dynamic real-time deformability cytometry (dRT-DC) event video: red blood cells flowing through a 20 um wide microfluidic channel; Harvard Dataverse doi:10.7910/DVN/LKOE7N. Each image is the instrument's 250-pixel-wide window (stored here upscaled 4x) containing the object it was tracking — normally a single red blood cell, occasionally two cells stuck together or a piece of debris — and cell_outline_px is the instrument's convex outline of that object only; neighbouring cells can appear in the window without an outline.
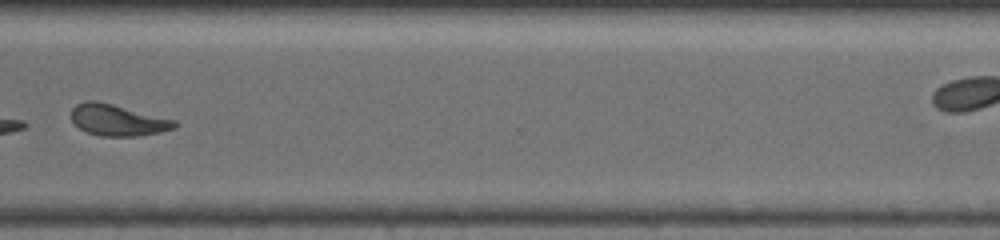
{"species": "common noctule bat (a hibernating species)", "species_latin": "Nyctalus noctula", "temperature_condition": "warm", "stored_images_in_passage": 28, "camera_frame_rate_fps": 3000, "um_per_image_px": 0.085, "animal": {"sex": "female", "body_mass_g": 19.5, "forearm_length_mm": 54.1}, "frame": {"image": 1, "passage_image": 20, "time_ms": 12.667, "image_size_px": [1000, 240], "cell_outline_px": [[180, 124], [176, 128], [160, 132], [136, 136], [100, 136], [84, 132], [72, 120], [72, 108], [76, 104], [88, 100], [96, 100], [176, 120]], "centroid_in_image_um": [10.02, 10.21], "position_along_channel_um": 360.6, "area_um2": 18.9}}